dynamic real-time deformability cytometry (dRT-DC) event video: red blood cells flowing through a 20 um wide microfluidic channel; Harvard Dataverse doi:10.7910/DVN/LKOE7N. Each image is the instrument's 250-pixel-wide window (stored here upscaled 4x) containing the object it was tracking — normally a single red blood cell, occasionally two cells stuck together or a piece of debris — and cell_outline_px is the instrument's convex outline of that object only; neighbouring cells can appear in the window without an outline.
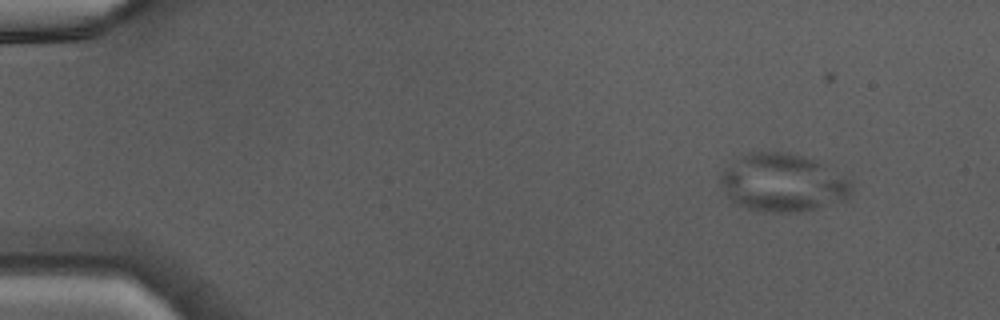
{"species": "Egyptian fruit bat (a non-hibernating species)", "species_latin": "Rousettus aegyptiacus", "temperature_condition": "warm", "stored_images_in_passage": 42, "camera_frame_rate_fps": 3000, "um_per_image_px": 0.085, "animal": {"sex": "male"}, "frame": {"image": 1, "passage_image": 1, "time_ms": 0.0, "image_size_px": [1000, 320], "cell_outline_px": [[852, 192], [848, 196], [840, 200], [816, 208], [792, 212], [764, 212], [748, 208], [732, 200], [728, 196], [720, 180], [720, 176], [724, 168], [744, 156], [756, 152], [788, 152], [816, 160], [824, 164], [852, 180]], "centroid_in_image_um": [66.57, 15.52], "position_along_channel_um": 18.4, "area_um2": 43.58}}
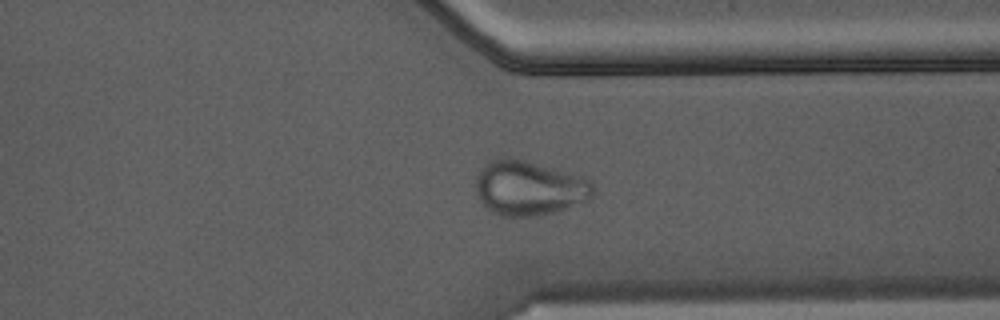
{"frame": {"image": 2, "passage_image": 32, "time_ms": 10.333, "image_size_px": [1000, 320], "cell_outline_px": [[592, 196], [564, 208], [552, 212], [536, 216], [500, 216], [492, 212], [480, 200], [476, 188], [476, 180], [480, 168], [492, 160], [500, 156], [508, 156], [556, 168], [588, 180], [592, 184]], "centroid_in_image_um": [44.89, 15.96], "position_along_channel_um": 366.5, "area_um2": 36.76}}